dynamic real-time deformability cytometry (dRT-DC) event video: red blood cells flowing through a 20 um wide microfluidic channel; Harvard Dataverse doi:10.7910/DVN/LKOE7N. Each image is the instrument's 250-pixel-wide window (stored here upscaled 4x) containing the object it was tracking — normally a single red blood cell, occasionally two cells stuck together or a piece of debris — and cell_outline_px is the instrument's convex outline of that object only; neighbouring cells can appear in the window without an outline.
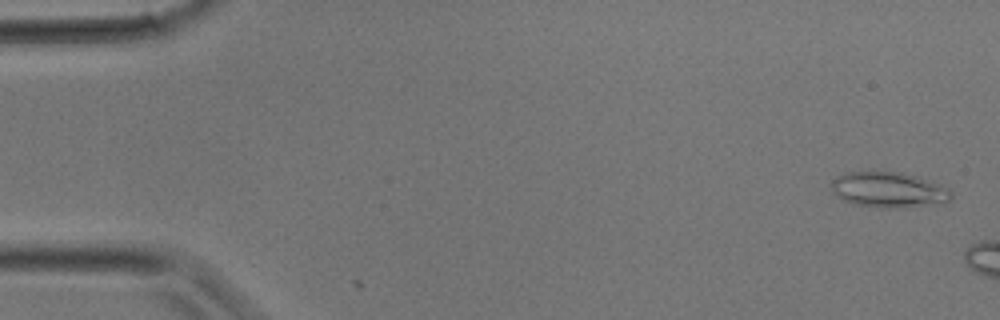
{"species": "common noctule bat (a hibernating species)", "species_latin": "Nyctalus noctula", "temperature_condition": "room temperature", "stored_images_in_passage": 2, "camera_frame_rate_fps": 3000, "um_per_image_px": 0.085, "animal": {"sex": "male", "body_mass_g": 17.9}, "frame": {"image": 1, "passage_image": 1, "time_ms": 0.0, "image_size_px": [1000, 320], "cell_outline_px": [[952, 196], [944, 204], [904, 208], [884, 208], [856, 204], [844, 200], [836, 196], [832, 192], [832, 180], [836, 176], [848, 172], [900, 172], [920, 176], [940, 184], [948, 188], [952, 192]], "centroid_in_image_um": [75.59, 16.14], "position_along_channel_um": 9.4, "area_um2": 25.14}}